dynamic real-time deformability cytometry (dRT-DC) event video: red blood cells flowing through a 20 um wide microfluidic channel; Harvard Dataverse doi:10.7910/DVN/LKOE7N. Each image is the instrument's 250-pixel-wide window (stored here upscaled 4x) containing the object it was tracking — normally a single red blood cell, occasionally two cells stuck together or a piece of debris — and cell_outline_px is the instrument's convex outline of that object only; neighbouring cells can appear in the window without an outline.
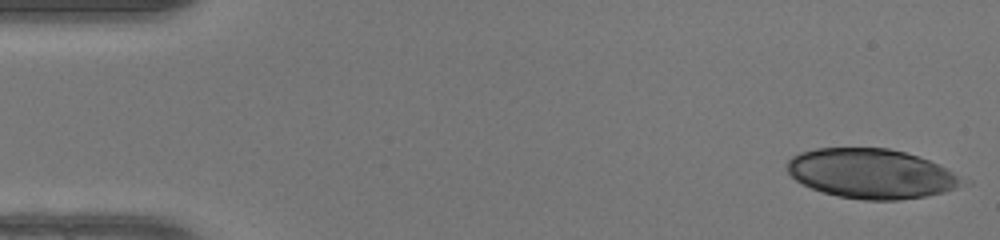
{"species": "human", "species_latin": "Homo sapiens", "temperature_condition": "warm", "stored_images_in_passage": 47, "camera_frame_rate_fps": 3000, "um_per_image_px": 0.085, "donor": {"sex": "female"}, "frame": {"image": 1, "passage_image": 1, "time_ms": 0.0, "image_size_px": [1000, 240], "cell_outline_px": [[972, 184], [944, 192], [924, 196], [896, 200], [864, 200], [840, 196], [824, 192], [812, 188], [796, 180], [788, 172], [788, 160], [792, 156], [800, 152], [816, 148], [888, 148], [904, 152], [928, 160], [972, 180]], "centroid_in_image_um": [74.15, 14.76], "position_along_channel_um": 10.9, "area_um2": 50.81}}
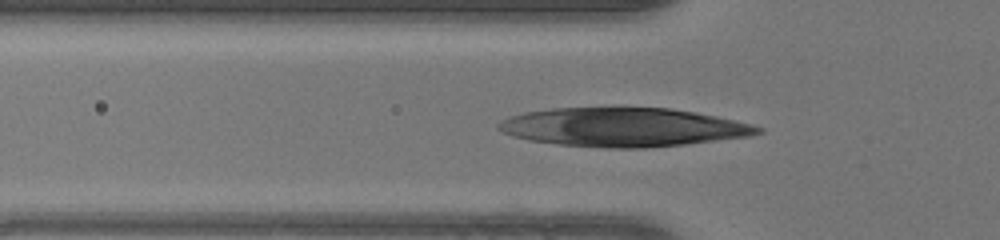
{"frame": {"image": 2, "passage_image": 15, "time_ms": 4.667, "image_size_px": [1000, 240], "cell_outline_px": [[764, 132], [752, 136], [684, 144], [644, 148], [604, 148], [556, 144], [528, 140], [512, 136], [496, 128], [496, 124], [500, 120], [508, 116], [524, 112], [552, 108], [620, 104], [672, 108], [696, 112], [716, 116], [752, 124], [764, 128]], "centroid_in_image_um": [52.94, 10.76], "position_along_channel_um": 72.9, "area_um2": 60.57}}